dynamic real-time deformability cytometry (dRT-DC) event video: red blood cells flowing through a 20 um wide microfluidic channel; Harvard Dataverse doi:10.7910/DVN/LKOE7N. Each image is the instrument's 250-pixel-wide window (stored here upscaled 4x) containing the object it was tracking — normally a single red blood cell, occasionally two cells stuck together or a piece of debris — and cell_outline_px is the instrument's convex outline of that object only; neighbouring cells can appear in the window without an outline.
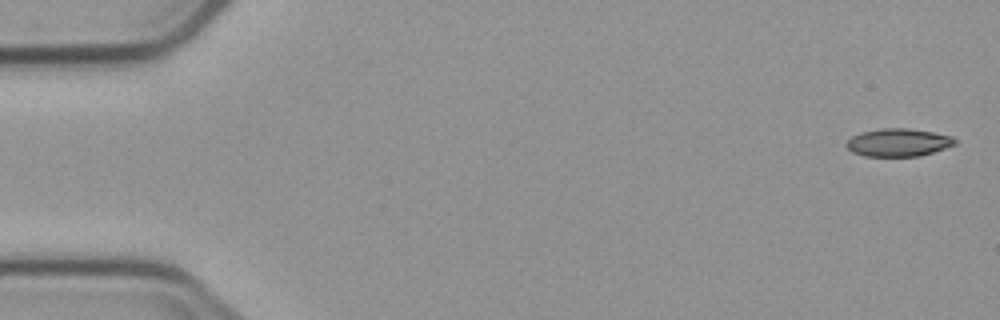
{"species": "common noctule bat (a hibernating species)", "species_latin": "Nyctalus noctula", "temperature_condition": "cold", "stored_images_in_passage": 5, "camera_frame_rate_fps": 3000, "um_per_image_px": 0.085, "animal": {"sex": "male", "body_mass_g": 23.1, "forearm_length_mm": 52.7}, "frame": {"image": 1, "passage_image": 1, "time_ms": 0.0, "image_size_px": [1000, 320], "cell_outline_px": [[956, 144], [920, 156], [864, 156], [852, 152], [844, 144], [852, 136], [860, 132], [880, 128], [908, 128], [932, 132], [952, 136], [956, 140]], "centroid_in_image_um": [76.32, 12.1], "position_along_channel_um": 8.7, "area_um2": 17.63}}
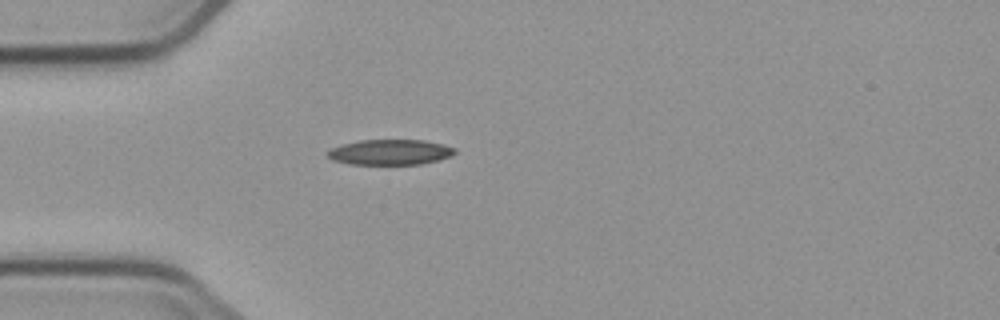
{"frame": {"image": 2, "passage_image": 5, "time_ms": 4.667, "image_size_px": [1000, 320], "cell_outline_px": [[456, 152], [452, 156], [420, 164], [352, 164], [332, 160], [328, 156], [328, 152], [332, 148], [344, 144], [360, 140], [424, 140], [444, 144], [456, 148]], "centroid_in_image_um": [33.21, 12.93], "position_along_channel_um": 51.8, "area_um2": 18.67}}